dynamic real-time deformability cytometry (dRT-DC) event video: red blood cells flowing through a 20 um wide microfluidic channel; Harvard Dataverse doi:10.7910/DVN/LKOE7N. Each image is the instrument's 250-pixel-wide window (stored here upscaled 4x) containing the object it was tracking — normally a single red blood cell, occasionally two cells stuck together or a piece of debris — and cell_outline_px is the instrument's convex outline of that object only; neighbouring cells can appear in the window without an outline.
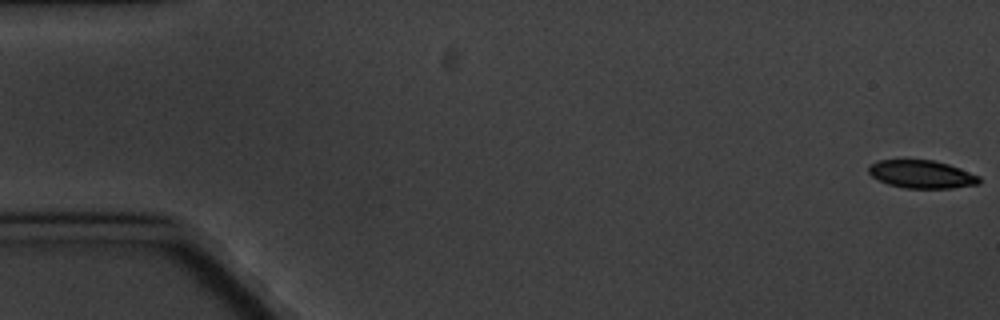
{"species": "common noctule bat (a hibernating species)", "species_latin": "Nyctalus noctula", "temperature_condition": "cold", "stored_images_in_passage": 6, "camera_frame_rate_fps": 3000, "um_per_image_px": 0.085, "animal": {"sex": "male", "body_mass_g": 20.1, "forearm_length_mm": 53.5}, "frame": {"image": 1, "passage_image": 1, "time_ms": 0.0, "image_size_px": [1000, 320], "cell_outline_px": [[980, 184], [952, 188], [904, 188], [888, 184], [872, 176], [868, 172], [868, 168], [872, 164], [880, 160], [932, 160], [948, 164], [960, 168], [980, 176]], "centroid_in_image_um": [78.37, 14.82], "position_along_channel_um": 6.6, "area_um2": 17.92}}
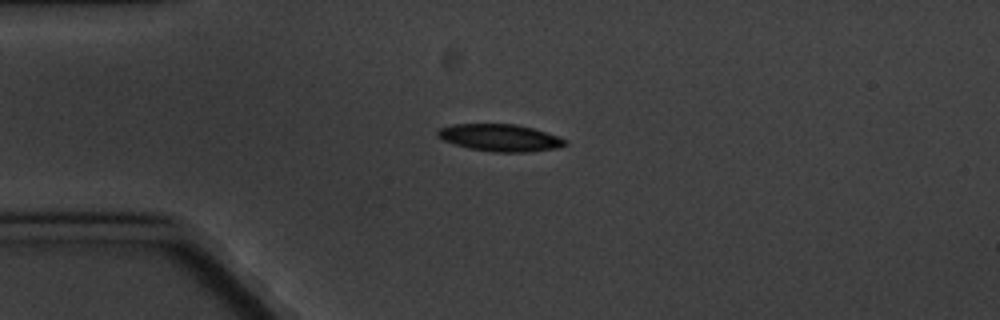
{"frame": {"image": 2, "passage_image": 5, "time_ms": 4.667, "image_size_px": [1000, 320], "cell_outline_px": [[568, 144], [560, 148], [528, 152], [492, 152], [468, 148], [444, 140], [436, 136], [436, 132], [440, 128], [452, 124], [516, 124], [532, 128], [568, 140]], "centroid_in_image_um": [42.52, 11.71], "position_along_channel_um": 42.5, "area_um2": 20.17}}